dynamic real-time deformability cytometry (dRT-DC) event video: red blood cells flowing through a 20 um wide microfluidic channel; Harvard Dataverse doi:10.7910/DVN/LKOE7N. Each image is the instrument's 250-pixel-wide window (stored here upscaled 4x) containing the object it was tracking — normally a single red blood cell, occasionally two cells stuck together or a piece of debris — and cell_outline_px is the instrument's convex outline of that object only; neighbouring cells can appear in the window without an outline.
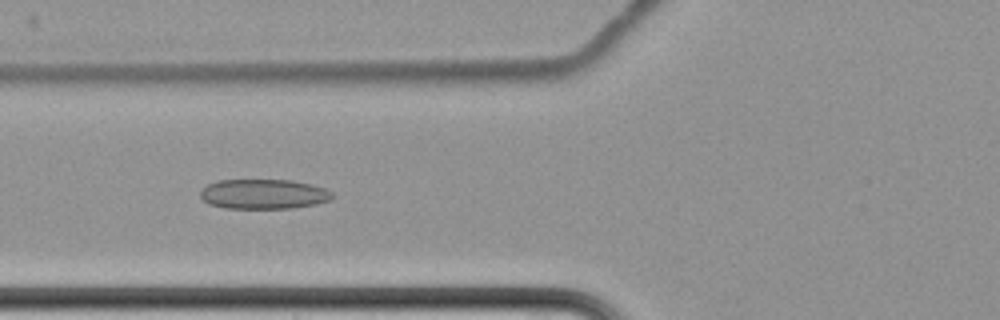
{"species": "common noctule bat (a hibernating species)", "species_latin": "Nyctalus noctula", "temperature_condition": "cold", "stored_images_in_passage": 8, "camera_frame_rate_fps": 3000, "um_per_image_px": 0.085, "animal": {"sex": "female", "body_mass_g": 22.7, "forearm_length_mm": 54.2}, "frame": {"image": 1, "passage_image": 8, "time_ms": 8.333, "image_size_px": [1000, 320], "cell_outline_px": [[332, 196], [328, 200], [316, 204], [292, 208], [224, 208], [208, 204], [200, 196], [200, 192], [208, 184], [216, 180], [292, 180], [312, 184], [324, 188], [332, 192]], "centroid_in_image_um": [22.38, 16.49], "position_along_channel_um": 103.4, "area_um2": 22.89}}